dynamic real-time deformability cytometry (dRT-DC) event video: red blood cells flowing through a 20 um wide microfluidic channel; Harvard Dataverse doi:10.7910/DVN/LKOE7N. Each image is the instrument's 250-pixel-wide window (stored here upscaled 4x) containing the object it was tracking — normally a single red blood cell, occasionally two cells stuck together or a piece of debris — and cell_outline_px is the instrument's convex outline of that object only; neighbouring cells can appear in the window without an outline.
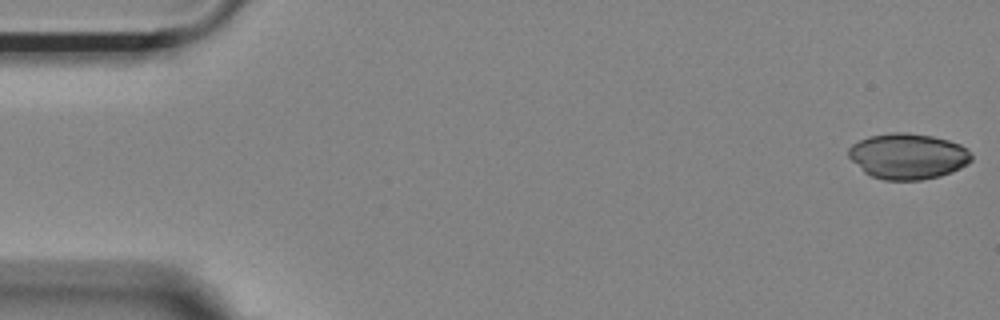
{"species": "Egyptian fruit bat (a non-hibernating species)", "species_latin": "Rousettus aegyptiacus", "temperature_condition": "room temperature", "stored_images_in_passage": 53, "camera_frame_rate_fps": 3000, "um_per_image_px": 0.085, "animal": {"sex": "female"}, "frame": {"image": 1, "passage_image": 1, "time_ms": 0.0, "image_size_px": [1000, 320], "cell_outline_px": [[972, 160], [968, 164], [952, 172], [940, 176], [920, 180], [884, 180], [872, 176], [864, 172], [848, 156], [848, 148], [852, 144], [868, 136], [892, 132], [908, 132], [932, 136], [948, 140], [960, 144], [968, 148], [972, 156]], "centroid_in_image_um": [77.18, 13.27], "position_along_channel_um": 7.8, "area_um2": 32.95}}
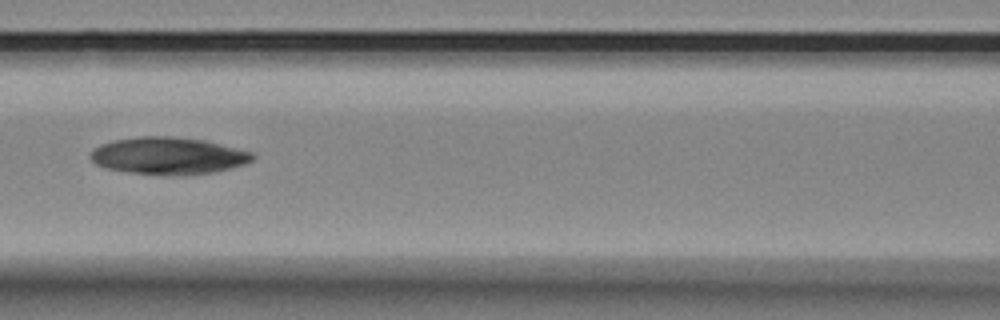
{"frame": {"image": 2, "passage_image": 23, "time_ms": 7.333, "image_size_px": [1000, 320], "cell_outline_px": [[256, 156], [252, 160], [244, 164], [212, 172], [184, 176], [172, 176], [132, 172], [108, 168], [96, 164], [92, 160], [92, 152], [100, 144], [112, 140], [140, 136], [172, 136], [204, 140], [252, 152]], "centroid_in_image_um": [14.32, 13.24], "position_along_channel_um": 152.3, "area_um2": 34.85}}
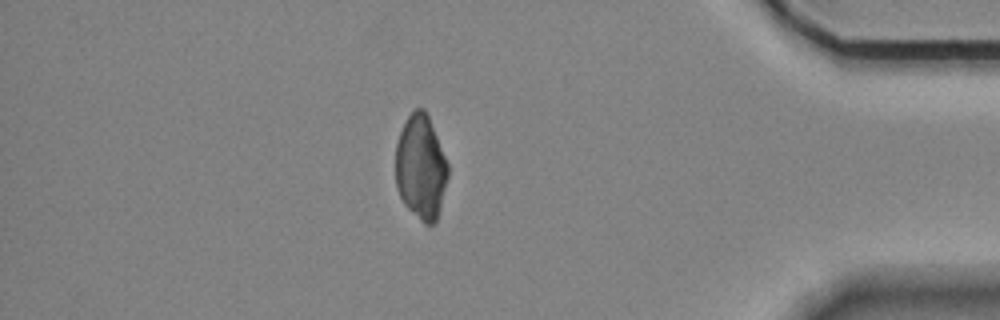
{"frame": {"image": 3, "passage_image": 46, "time_ms": 15.0, "image_size_px": [1000, 320], "cell_outline_px": [[448, 176], [440, 208], [436, 220], [432, 224], [424, 224], [404, 204], [400, 196], [396, 184], [396, 144], [400, 132], [412, 108], [424, 108], [428, 116], [448, 164]], "centroid_in_image_um": [35.76, 14.21], "position_along_channel_um": 399.4, "area_um2": 31.62}}